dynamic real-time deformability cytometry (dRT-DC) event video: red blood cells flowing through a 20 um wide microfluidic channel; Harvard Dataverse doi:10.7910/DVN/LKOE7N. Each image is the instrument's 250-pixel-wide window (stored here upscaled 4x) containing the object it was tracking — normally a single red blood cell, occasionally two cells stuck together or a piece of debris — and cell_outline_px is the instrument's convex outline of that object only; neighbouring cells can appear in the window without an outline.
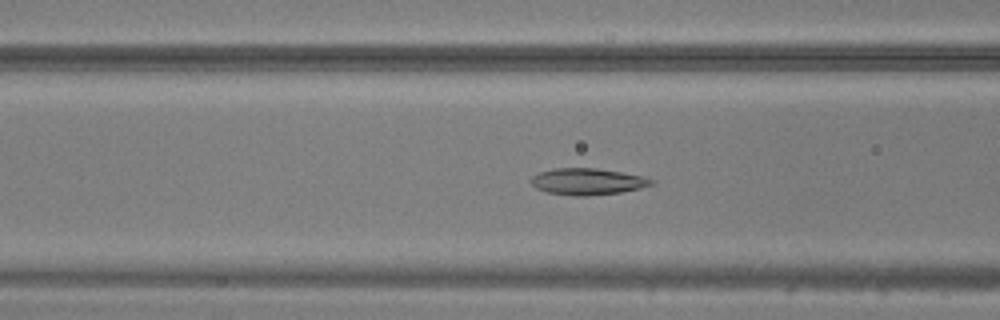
{"species": "common noctule bat (a hibernating species)", "species_latin": "Nyctalus noctula", "temperature_condition": "warm", "stored_images_in_passage": 48, "camera_frame_rate_fps": 3000, "um_per_image_px": 0.085, "animal": {"sex": "male", "body_mass_g": 20.5, "forearm_length_mm": 52.5}, "frame": {"image": 1, "passage_image": 19, "time_ms": 6.0, "image_size_px": [1000, 320], "cell_outline_px": [[656, 180], [652, 184], [640, 188], [620, 192], [588, 196], [576, 196], [548, 192], [536, 188], [528, 180], [532, 176], [540, 172], [556, 168], [596, 168], [620, 172], [640, 176]], "centroid_in_image_um": [49.91, 15.43], "position_along_channel_um": 116.7, "area_um2": 18.44}}
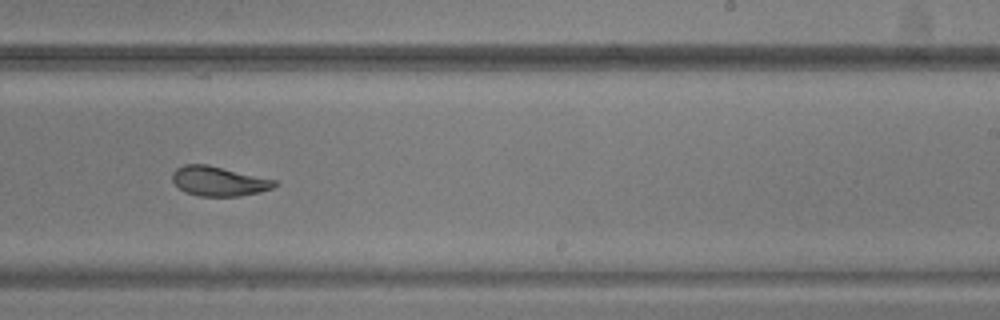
{"frame": {"image": 2, "passage_image": 30, "time_ms": 9.667, "image_size_px": [1000, 320], "cell_outline_px": [[280, 184], [272, 188], [260, 192], [240, 196], [200, 196], [184, 192], [172, 180], [172, 172], [176, 168], [184, 164], [208, 164], [276, 180]], "centroid_in_image_um": [18.6, 15.39], "position_along_channel_um": 270.4, "area_um2": 17.74}}
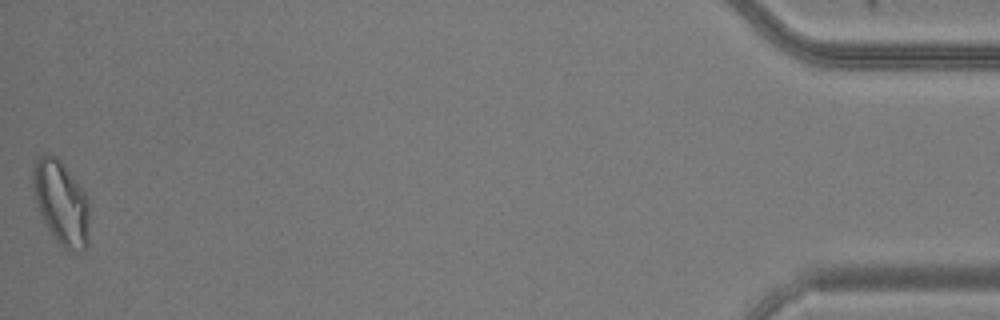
{"frame": {"image": 3, "passage_image": 48, "time_ms": 15.667, "image_size_px": [1000, 320], "cell_outline_px": [[88, 244], [84, 252], [76, 252], [64, 248], [56, 240], [40, 216], [32, 184], [32, 168], [36, 160], [44, 152], [48, 152], [56, 156], [64, 164], [88, 196]], "centroid_in_image_um": [5.2, 17.21], "position_along_channel_um": 430.0, "area_um2": 27.92}}